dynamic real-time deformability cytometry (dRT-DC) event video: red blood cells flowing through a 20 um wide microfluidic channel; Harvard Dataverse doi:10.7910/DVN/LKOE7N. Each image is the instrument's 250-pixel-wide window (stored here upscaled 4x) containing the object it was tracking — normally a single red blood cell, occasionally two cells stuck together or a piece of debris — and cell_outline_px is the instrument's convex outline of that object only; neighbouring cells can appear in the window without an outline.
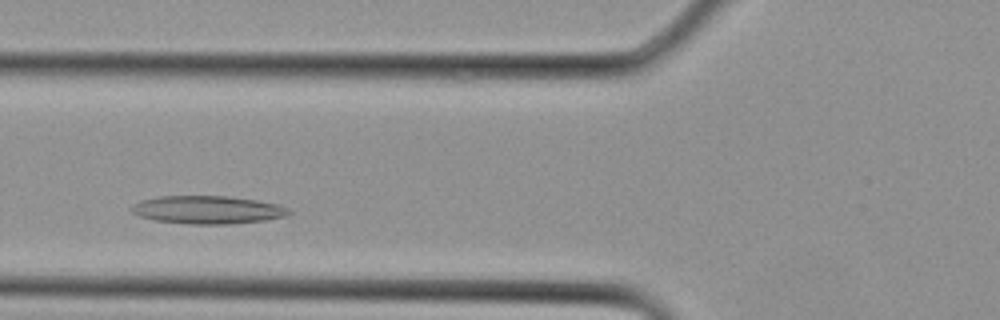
{"species": "Egyptian fruit bat (a non-hibernating species)", "species_latin": "Rousettus aegyptiacus", "temperature_condition": "cold", "stored_images_in_passage": 26, "camera_frame_rate_fps": 3000, "um_per_image_px": 0.085, "animal": {"sex": "female"}, "frame": {"image": 1, "passage_image": 6, "time_ms": 1.667, "image_size_px": [1000, 320], "cell_outline_px": [[292, 212], [284, 216], [264, 220], [228, 224], [188, 224], [156, 220], [140, 216], [132, 212], [128, 208], [132, 204], [144, 200], [160, 196], [224, 196], [256, 200], [276, 204], [288, 208]], "centroid_in_image_um": [17.61, 17.83], "position_along_channel_um": 108.2, "area_um2": 25.43}}
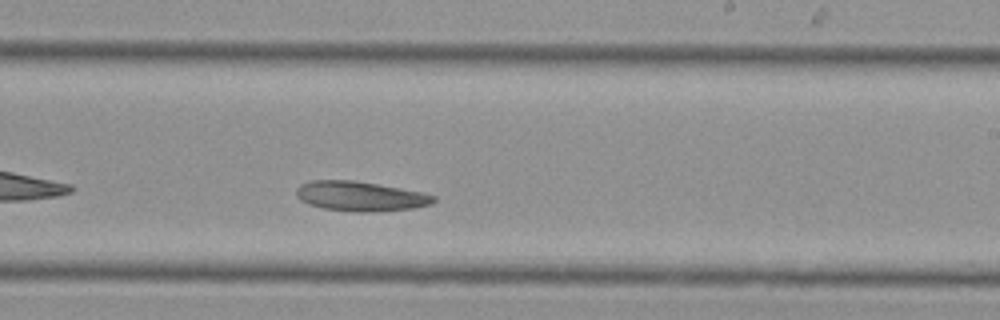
{"frame": {"image": 2, "passage_image": 13, "time_ms": 4.0, "image_size_px": [1000, 320], "cell_outline_px": [[436, 200], [432, 204], [412, 208], [368, 212], [360, 212], [324, 208], [308, 204], [300, 200], [296, 196], [296, 188], [300, 184], [308, 180], [352, 180], [400, 188], [420, 192], [436, 196]], "centroid_in_image_um": [30.59, 16.67], "position_along_channel_um": 258.4, "area_um2": 23.64}}
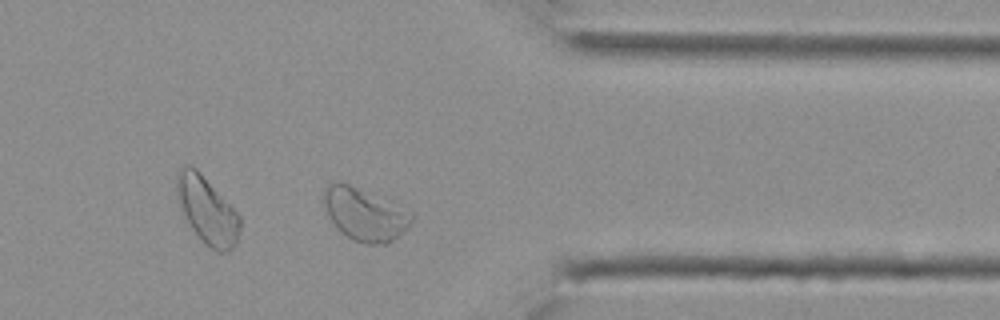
{"frame": {"image": 3, "passage_image": 19, "time_ms": 6.0, "image_size_px": [1000, 320], "cell_outline_px": [[412, 220], [408, 228], [388, 244], [368, 244], [352, 240], [340, 232], [324, 208], [320, 196], [324, 188], [328, 184], [336, 180], [340, 180], [412, 212]], "centroid_in_image_um": [30.94, 18.21], "position_along_channel_um": 380.5, "area_um2": 26.93}}